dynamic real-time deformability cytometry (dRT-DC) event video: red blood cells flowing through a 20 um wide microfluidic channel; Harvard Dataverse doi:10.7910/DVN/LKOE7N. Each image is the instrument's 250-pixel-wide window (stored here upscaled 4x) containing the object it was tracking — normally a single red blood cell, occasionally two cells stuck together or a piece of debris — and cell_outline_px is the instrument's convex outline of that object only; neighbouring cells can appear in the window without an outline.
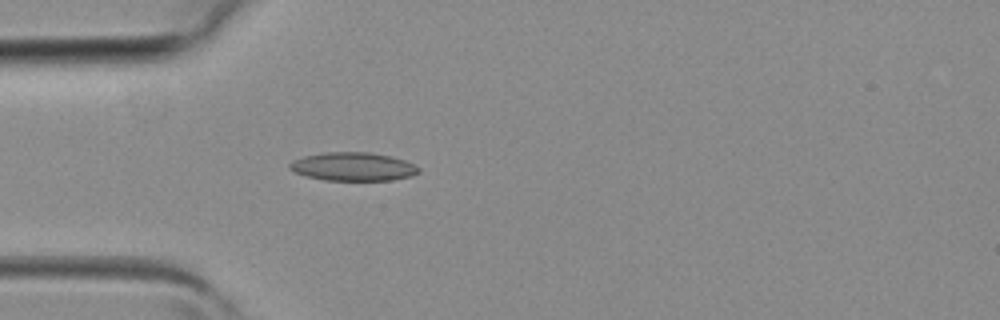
{"species": "common noctule bat (a hibernating species)", "species_latin": "Nyctalus noctula", "temperature_condition": "room temperature", "stored_images_in_passage": 3, "camera_frame_rate_fps": 3000, "um_per_image_px": 0.085, "animal": {"sex": "female", "body_mass_g": 19.3, "forearm_length_mm": 54.1}, "frame": {"image": 1, "passage_image": 3, "time_ms": 0.667, "image_size_px": [1000, 320], "cell_outline_px": [[420, 172], [412, 176], [392, 180], [324, 180], [304, 176], [288, 168], [288, 164], [292, 160], [304, 156], [324, 152], [368, 152], [392, 156], [404, 160], [420, 168]], "centroid_in_image_um": [30.0, 14.16], "position_along_channel_um": 55.0, "area_um2": 21.5}}